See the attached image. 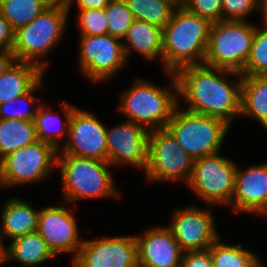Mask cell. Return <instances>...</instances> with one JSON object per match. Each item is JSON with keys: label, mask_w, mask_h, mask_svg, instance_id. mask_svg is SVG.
Wrapping results in <instances>:
<instances>
[{"label": "cell", "mask_w": 267, "mask_h": 267, "mask_svg": "<svg viewBox=\"0 0 267 267\" xmlns=\"http://www.w3.org/2000/svg\"><path fill=\"white\" fill-rule=\"evenodd\" d=\"M175 76L178 97L188 106L185 110L220 118L230 126L240 116L241 73L201 64L180 68Z\"/></svg>", "instance_id": "6da1fadb"}, {"label": "cell", "mask_w": 267, "mask_h": 267, "mask_svg": "<svg viewBox=\"0 0 267 267\" xmlns=\"http://www.w3.org/2000/svg\"><path fill=\"white\" fill-rule=\"evenodd\" d=\"M212 23L185 7L175 8L163 28L162 69L176 73L180 68L204 63Z\"/></svg>", "instance_id": "7a4b0ae2"}, {"label": "cell", "mask_w": 267, "mask_h": 267, "mask_svg": "<svg viewBox=\"0 0 267 267\" xmlns=\"http://www.w3.org/2000/svg\"><path fill=\"white\" fill-rule=\"evenodd\" d=\"M163 73L170 78L169 87L139 77L119 97L117 111L148 131L165 128L180 103L175 73Z\"/></svg>", "instance_id": "3957f363"}, {"label": "cell", "mask_w": 267, "mask_h": 267, "mask_svg": "<svg viewBox=\"0 0 267 267\" xmlns=\"http://www.w3.org/2000/svg\"><path fill=\"white\" fill-rule=\"evenodd\" d=\"M68 17L64 0H54L32 22L18 28L12 48L16 61L32 63L43 72L47 71L48 63L44 57L62 41Z\"/></svg>", "instance_id": "277c9868"}, {"label": "cell", "mask_w": 267, "mask_h": 267, "mask_svg": "<svg viewBox=\"0 0 267 267\" xmlns=\"http://www.w3.org/2000/svg\"><path fill=\"white\" fill-rule=\"evenodd\" d=\"M57 168L60 169L63 204L82 199L118 198L121 193L115 185L108 161L78 157L70 154H57Z\"/></svg>", "instance_id": "5b68a950"}, {"label": "cell", "mask_w": 267, "mask_h": 267, "mask_svg": "<svg viewBox=\"0 0 267 267\" xmlns=\"http://www.w3.org/2000/svg\"><path fill=\"white\" fill-rule=\"evenodd\" d=\"M180 106L165 128L185 152L194 160L221 152L231 126L220 118L193 113Z\"/></svg>", "instance_id": "8992f818"}, {"label": "cell", "mask_w": 267, "mask_h": 267, "mask_svg": "<svg viewBox=\"0 0 267 267\" xmlns=\"http://www.w3.org/2000/svg\"><path fill=\"white\" fill-rule=\"evenodd\" d=\"M257 26L251 21L222 20L212 23L203 64L241 73Z\"/></svg>", "instance_id": "52a82bcc"}, {"label": "cell", "mask_w": 267, "mask_h": 267, "mask_svg": "<svg viewBox=\"0 0 267 267\" xmlns=\"http://www.w3.org/2000/svg\"><path fill=\"white\" fill-rule=\"evenodd\" d=\"M217 152L194 160L186 185L207 205L230 206L238 164Z\"/></svg>", "instance_id": "ba28073f"}, {"label": "cell", "mask_w": 267, "mask_h": 267, "mask_svg": "<svg viewBox=\"0 0 267 267\" xmlns=\"http://www.w3.org/2000/svg\"><path fill=\"white\" fill-rule=\"evenodd\" d=\"M194 159L166 129L149 131L148 163L144 171L148 183L180 182L187 185Z\"/></svg>", "instance_id": "9c48e42d"}, {"label": "cell", "mask_w": 267, "mask_h": 267, "mask_svg": "<svg viewBox=\"0 0 267 267\" xmlns=\"http://www.w3.org/2000/svg\"><path fill=\"white\" fill-rule=\"evenodd\" d=\"M57 153L51 144L37 140L8 154L0 161V190L42 182L57 166Z\"/></svg>", "instance_id": "30bf717a"}, {"label": "cell", "mask_w": 267, "mask_h": 267, "mask_svg": "<svg viewBox=\"0 0 267 267\" xmlns=\"http://www.w3.org/2000/svg\"><path fill=\"white\" fill-rule=\"evenodd\" d=\"M78 43V70L94 83H103L111 80L113 76L115 78L128 62L120 38L109 34L79 36Z\"/></svg>", "instance_id": "8fae6325"}, {"label": "cell", "mask_w": 267, "mask_h": 267, "mask_svg": "<svg viewBox=\"0 0 267 267\" xmlns=\"http://www.w3.org/2000/svg\"><path fill=\"white\" fill-rule=\"evenodd\" d=\"M210 206L203 209L192 203L173 211L167 226L183 252L209 249L220 237Z\"/></svg>", "instance_id": "7c38bea8"}, {"label": "cell", "mask_w": 267, "mask_h": 267, "mask_svg": "<svg viewBox=\"0 0 267 267\" xmlns=\"http://www.w3.org/2000/svg\"><path fill=\"white\" fill-rule=\"evenodd\" d=\"M72 267H138L135 235L84 239Z\"/></svg>", "instance_id": "4fadbf2b"}, {"label": "cell", "mask_w": 267, "mask_h": 267, "mask_svg": "<svg viewBox=\"0 0 267 267\" xmlns=\"http://www.w3.org/2000/svg\"><path fill=\"white\" fill-rule=\"evenodd\" d=\"M106 129L96 115L76 107L70 119L67 140L57 154L107 161Z\"/></svg>", "instance_id": "5bb4252c"}, {"label": "cell", "mask_w": 267, "mask_h": 267, "mask_svg": "<svg viewBox=\"0 0 267 267\" xmlns=\"http://www.w3.org/2000/svg\"><path fill=\"white\" fill-rule=\"evenodd\" d=\"M149 131L132 121L106 129L107 161L114 167L124 164L145 171L148 163Z\"/></svg>", "instance_id": "9a60e30c"}, {"label": "cell", "mask_w": 267, "mask_h": 267, "mask_svg": "<svg viewBox=\"0 0 267 267\" xmlns=\"http://www.w3.org/2000/svg\"><path fill=\"white\" fill-rule=\"evenodd\" d=\"M69 207L48 206L40 209L37 232L56 257L60 253H71L76 258L84 239L79 238L78 222Z\"/></svg>", "instance_id": "2e32d148"}, {"label": "cell", "mask_w": 267, "mask_h": 267, "mask_svg": "<svg viewBox=\"0 0 267 267\" xmlns=\"http://www.w3.org/2000/svg\"><path fill=\"white\" fill-rule=\"evenodd\" d=\"M230 206L233 212L267 217V162L237 167Z\"/></svg>", "instance_id": "e0dca14e"}, {"label": "cell", "mask_w": 267, "mask_h": 267, "mask_svg": "<svg viewBox=\"0 0 267 267\" xmlns=\"http://www.w3.org/2000/svg\"><path fill=\"white\" fill-rule=\"evenodd\" d=\"M138 267H179L183 251L168 226L135 235Z\"/></svg>", "instance_id": "ac0fdd59"}, {"label": "cell", "mask_w": 267, "mask_h": 267, "mask_svg": "<svg viewBox=\"0 0 267 267\" xmlns=\"http://www.w3.org/2000/svg\"><path fill=\"white\" fill-rule=\"evenodd\" d=\"M0 246L22 235L36 232L40 209L20 197H12L5 201L1 210ZM5 238V239H4ZM4 243V244H3Z\"/></svg>", "instance_id": "d6986e66"}, {"label": "cell", "mask_w": 267, "mask_h": 267, "mask_svg": "<svg viewBox=\"0 0 267 267\" xmlns=\"http://www.w3.org/2000/svg\"><path fill=\"white\" fill-rule=\"evenodd\" d=\"M125 39V40H124ZM127 61L135 51L146 60L160 59L162 64L163 29L145 21L134 20L122 40Z\"/></svg>", "instance_id": "ffe728a7"}, {"label": "cell", "mask_w": 267, "mask_h": 267, "mask_svg": "<svg viewBox=\"0 0 267 267\" xmlns=\"http://www.w3.org/2000/svg\"><path fill=\"white\" fill-rule=\"evenodd\" d=\"M2 247V264L15 260L25 267L41 265L55 257L36 231L19 236Z\"/></svg>", "instance_id": "44dd1931"}, {"label": "cell", "mask_w": 267, "mask_h": 267, "mask_svg": "<svg viewBox=\"0 0 267 267\" xmlns=\"http://www.w3.org/2000/svg\"><path fill=\"white\" fill-rule=\"evenodd\" d=\"M45 105H47V103H42L35 115L34 122L37 131V137L38 140L51 144L57 151H59L64 145V143L59 139H62V136L64 135L66 142L68 137L70 119L73 114V110L77 106L63 101L60 109L64 112L63 119L60 117V113L58 111L53 112V109H50L49 107L47 108Z\"/></svg>", "instance_id": "7402d4cb"}, {"label": "cell", "mask_w": 267, "mask_h": 267, "mask_svg": "<svg viewBox=\"0 0 267 267\" xmlns=\"http://www.w3.org/2000/svg\"><path fill=\"white\" fill-rule=\"evenodd\" d=\"M44 74L35 64L15 61L0 76V104L27 93Z\"/></svg>", "instance_id": "603a6c76"}, {"label": "cell", "mask_w": 267, "mask_h": 267, "mask_svg": "<svg viewBox=\"0 0 267 267\" xmlns=\"http://www.w3.org/2000/svg\"><path fill=\"white\" fill-rule=\"evenodd\" d=\"M257 120L267 130V75L243 76L240 116Z\"/></svg>", "instance_id": "cb8c5ba5"}, {"label": "cell", "mask_w": 267, "mask_h": 267, "mask_svg": "<svg viewBox=\"0 0 267 267\" xmlns=\"http://www.w3.org/2000/svg\"><path fill=\"white\" fill-rule=\"evenodd\" d=\"M37 140L34 121L0 119V161L8 154Z\"/></svg>", "instance_id": "d4e9b609"}, {"label": "cell", "mask_w": 267, "mask_h": 267, "mask_svg": "<svg viewBox=\"0 0 267 267\" xmlns=\"http://www.w3.org/2000/svg\"><path fill=\"white\" fill-rule=\"evenodd\" d=\"M221 236L209 248L213 267H256L261 261L252 250L222 242Z\"/></svg>", "instance_id": "484cf974"}, {"label": "cell", "mask_w": 267, "mask_h": 267, "mask_svg": "<svg viewBox=\"0 0 267 267\" xmlns=\"http://www.w3.org/2000/svg\"><path fill=\"white\" fill-rule=\"evenodd\" d=\"M54 0H1L0 13L10 23L12 29L32 22Z\"/></svg>", "instance_id": "4316f807"}, {"label": "cell", "mask_w": 267, "mask_h": 267, "mask_svg": "<svg viewBox=\"0 0 267 267\" xmlns=\"http://www.w3.org/2000/svg\"><path fill=\"white\" fill-rule=\"evenodd\" d=\"M136 20L164 28L171 20L175 6L167 0H124Z\"/></svg>", "instance_id": "83f0119b"}, {"label": "cell", "mask_w": 267, "mask_h": 267, "mask_svg": "<svg viewBox=\"0 0 267 267\" xmlns=\"http://www.w3.org/2000/svg\"><path fill=\"white\" fill-rule=\"evenodd\" d=\"M43 78L44 76L27 93L0 104V119L34 121L37 110L43 103L39 102L40 98L36 99L34 94L37 89L42 88Z\"/></svg>", "instance_id": "f1b7e54d"}, {"label": "cell", "mask_w": 267, "mask_h": 267, "mask_svg": "<svg viewBox=\"0 0 267 267\" xmlns=\"http://www.w3.org/2000/svg\"><path fill=\"white\" fill-rule=\"evenodd\" d=\"M243 76L267 75V27H256Z\"/></svg>", "instance_id": "f546056e"}, {"label": "cell", "mask_w": 267, "mask_h": 267, "mask_svg": "<svg viewBox=\"0 0 267 267\" xmlns=\"http://www.w3.org/2000/svg\"><path fill=\"white\" fill-rule=\"evenodd\" d=\"M108 34L123 40L135 18L124 0H110L105 8Z\"/></svg>", "instance_id": "4dcf8cb0"}, {"label": "cell", "mask_w": 267, "mask_h": 267, "mask_svg": "<svg viewBox=\"0 0 267 267\" xmlns=\"http://www.w3.org/2000/svg\"><path fill=\"white\" fill-rule=\"evenodd\" d=\"M76 21L80 36H100L108 34V18L105 9L78 10Z\"/></svg>", "instance_id": "1f68e13d"}, {"label": "cell", "mask_w": 267, "mask_h": 267, "mask_svg": "<svg viewBox=\"0 0 267 267\" xmlns=\"http://www.w3.org/2000/svg\"><path fill=\"white\" fill-rule=\"evenodd\" d=\"M258 9V0H223L221 21H248Z\"/></svg>", "instance_id": "d6a6232c"}, {"label": "cell", "mask_w": 267, "mask_h": 267, "mask_svg": "<svg viewBox=\"0 0 267 267\" xmlns=\"http://www.w3.org/2000/svg\"><path fill=\"white\" fill-rule=\"evenodd\" d=\"M188 11L209 20L211 23L221 21L223 0H187L184 6Z\"/></svg>", "instance_id": "836d02e7"}, {"label": "cell", "mask_w": 267, "mask_h": 267, "mask_svg": "<svg viewBox=\"0 0 267 267\" xmlns=\"http://www.w3.org/2000/svg\"><path fill=\"white\" fill-rule=\"evenodd\" d=\"M179 267H213L210 249L183 252Z\"/></svg>", "instance_id": "e575fe53"}, {"label": "cell", "mask_w": 267, "mask_h": 267, "mask_svg": "<svg viewBox=\"0 0 267 267\" xmlns=\"http://www.w3.org/2000/svg\"><path fill=\"white\" fill-rule=\"evenodd\" d=\"M15 31L7 19L0 13V51H11L14 44Z\"/></svg>", "instance_id": "d590c367"}, {"label": "cell", "mask_w": 267, "mask_h": 267, "mask_svg": "<svg viewBox=\"0 0 267 267\" xmlns=\"http://www.w3.org/2000/svg\"><path fill=\"white\" fill-rule=\"evenodd\" d=\"M110 0H64L70 15L71 7L75 4L78 10L105 9Z\"/></svg>", "instance_id": "8d00e7d4"}, {"label": "cell", "mask_w": 267, "mask_h": 267, "mask_svg": "<svg viewBox=\"0 0 267 267\" xmlns=\"http://www.w3.org/2000/svg\"><path fill=\"white\" fill-rule=\"evenodd\" d=\"M16 61L11 51H0V76Z\"/></svg>", "instance_id": "74e56055"}, {"label": "cell", "mask_w": 267, "mask_h": 267, "mask_svg": "<svg viewBox=\"0 0 267 267\" xmlns=\"http://www.w3.org/2000/svg\"><path fill=\"white\" fill-rule=\"evenodd\" d=\"M261 12H260V11ZM258 12L262 15L261 26L267 27V0H258Z\"/></svg>", "instance_id": "f35d334b"}, {"label": "cell", "mask_w": 267, "mask_h": 267, "mask_svg": "<svg viewBox=\"0 0 267 267\" xmlns=\"http://www.w3.org/2000/svg\"><path fill=\"white\" fill-rule=\"evenodd\" d=\"M176 8L184 7L187 3V0H167Z\"/></svg>", "instance_id": "ab89813d"}, {"label": "cell", "mask_w": 267, "mask_h": 267, "mask_svg": "<svg viewBox=\"0 0 267 267\" xmlns=\"http://www.w3.org/2000/svg\"><path fill=\"white\" fill-rule=\"evenodd\" d=\"M2 265V247L0 246V266Z\"/></svg>", "instance_id": "60d3db41"}, {"label": "cell", "mask_w": 267, "mask_h": 267, "mask_svg": "<svg viewBox=\"0 0 267 267\" xmlns=\"http://www.w3.org/2000/svg\"><path fill=\"white\" fill-rule=\"evenodd\" d=\"M256 267H263L262 263L260 262Z\"/></svg>", "instance_id": "b9f144b4"}]
</instances>
